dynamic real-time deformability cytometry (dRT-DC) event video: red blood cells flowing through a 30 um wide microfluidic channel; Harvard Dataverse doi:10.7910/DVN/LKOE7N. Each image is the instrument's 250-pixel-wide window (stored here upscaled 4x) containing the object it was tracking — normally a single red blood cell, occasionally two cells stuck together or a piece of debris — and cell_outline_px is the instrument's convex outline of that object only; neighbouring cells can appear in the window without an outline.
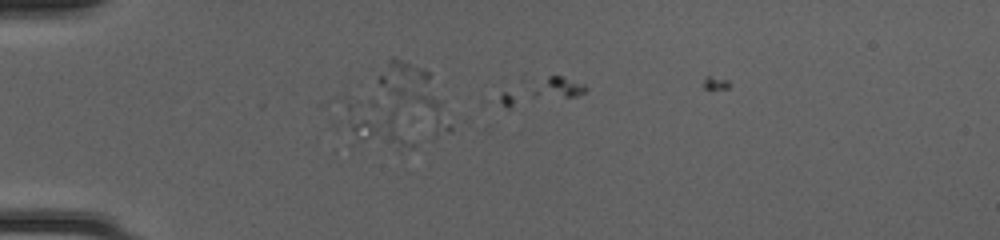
{"species": "common noctule bat (a hibernating species)", "species_latin": "Nyctalus noctula", "temperature_condition": "cold", "stored_images_in_passage": 2, "camera_frame_rate_fps": 3000, "um_per_image_px": 0.085, "animal": {"sex": "female", "body_mass_g": 20.0, "forearm_length_mm": 54.0}, "frame": {"image": 1, "passage_image": 1, "time_ms": 0.0, "image_size_px": [1000, 240], "cell_outline_px": [[412, 144], [396, 152], [336, 132], [336, 124], [344, 96], [372, 100], [396, 108]], "centroid_in_image_um": [31.66, 10.51], "position_along_channel_um": 53.3, "area_um2": 19.88}}